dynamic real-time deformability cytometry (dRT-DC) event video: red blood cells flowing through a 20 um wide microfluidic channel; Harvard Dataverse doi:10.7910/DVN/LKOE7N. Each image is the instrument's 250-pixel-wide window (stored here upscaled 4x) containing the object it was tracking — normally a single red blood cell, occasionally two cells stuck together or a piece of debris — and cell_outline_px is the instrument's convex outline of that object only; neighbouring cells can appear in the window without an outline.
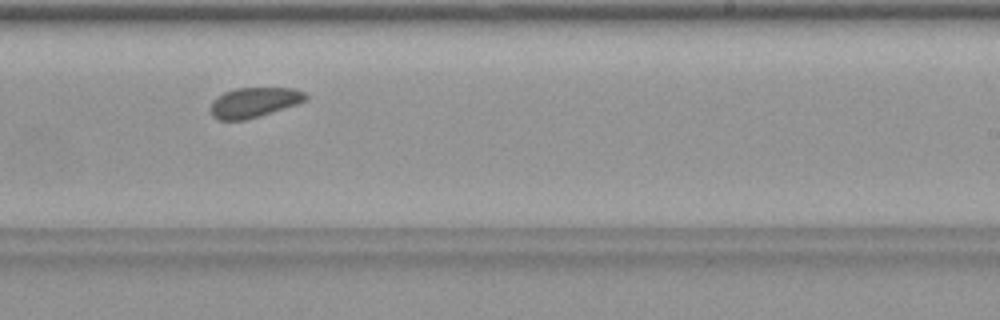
{"species": "common noctule bat (a hibernating species)", "species_latin": "Nyctalus noctula", "temperature_condition": "warm", "stored_images_in_passage": 30, "camera_frame_rate_fps": 3000, "um_per_image_px": 0.085, "animal": {"sex": "female", "body_mass_g": 19.9}, "frame": {"image": 1, "passage_image": 18, "time_ms": 5.667, "image_size_px": [1000, 320], "cell_outline_px": [[308, 96], [304, 100], [296, 104], [260, 116], [244, 120], [220, 120], [212, 116], [208, 112], [208, 108], [212, 100], [216, 96], [224, 92], [236, 88], [292, 88], [304, 92]], "centroid_in_image_um": [21.5, 8.71], "position_along_channel_um": 267.5, "area_um2": 16.7}}